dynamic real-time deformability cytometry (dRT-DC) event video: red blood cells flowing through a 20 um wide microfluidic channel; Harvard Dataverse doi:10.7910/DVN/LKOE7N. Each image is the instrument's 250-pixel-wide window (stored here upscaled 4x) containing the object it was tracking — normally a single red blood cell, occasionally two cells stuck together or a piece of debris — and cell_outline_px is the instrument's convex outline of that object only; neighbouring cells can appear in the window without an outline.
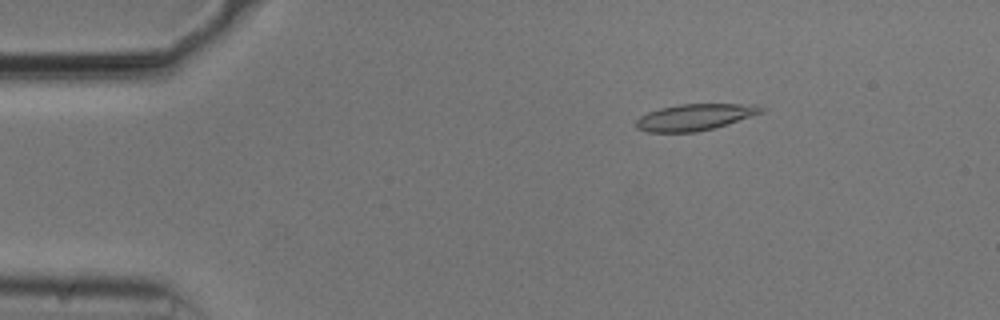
{"species": "common noctule bat (a hibernating species)", "species_latin": "Nyctalus noctula", "temperature_condition": "cold", "stored_images_in_passage": 53, "camera_frame_rate_fps": 3000, "um_per_image_px": 0.085, "animal": {"sex": "male", "body_mass_g": 20.5, "forearm_length_mm": 52.5}, "frame": {"image": 1, "passage_image": 8, "time_ms": 2.333, "image_size_px": [1000, 320], "cell_outline_px": [[768, 108], [764, 112], [716, 128], [696, 132], [648, 132], [636, 128], [636, 120], [640, 116], [648, 112], [660, 108], [680, 104], [756, 104]], "centroid_in_image_um": [59.11, 9.95], "position_along_channel_um": 25.9, "area_um2": 19.48}}
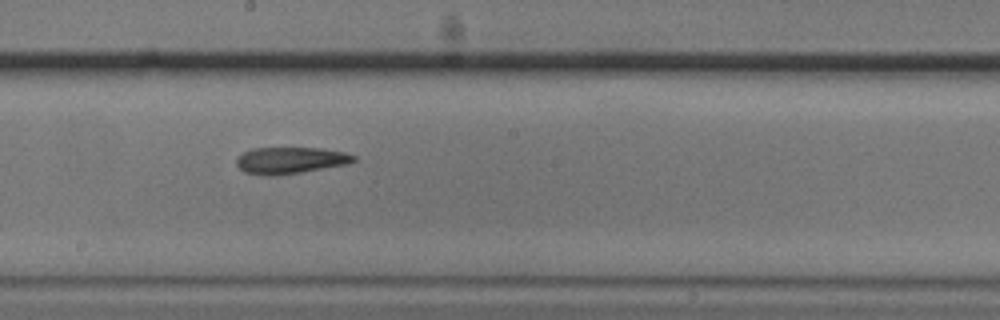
{"frame": {"image": 2, "passage_image": 29, "time_ms": 9.333, "image_size_px": [1000, 320], "cell_outline_px": [[356, 160], [348, 164], [276, 176], [268, 176], [244, 172], [236, 164], [236, 160], [244, 152], [252, 148], [320, 148], [344, 152], [356, 156]], "centroid_in_image_um": [24.68, 13.63], "position_along_channel_um": 223.5, "area_um2": 18.09}}
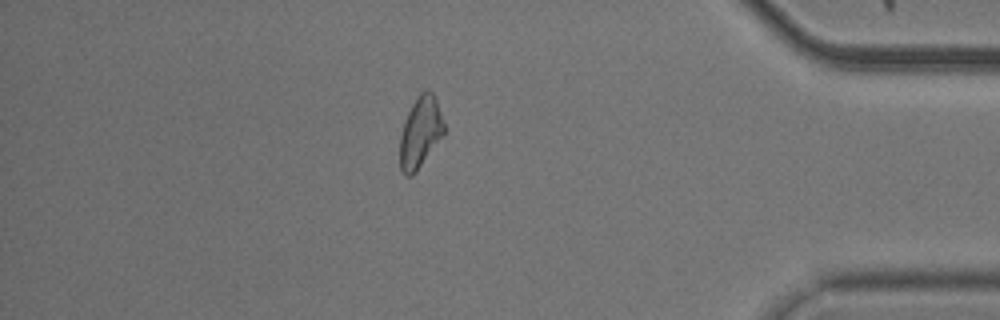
{"frame": {"image": 3, "passage_image": 46, "time_ms": 15.0, "image_size_px": [1000, 320], "cell_outline_px": [[444, 136], [416, 172], [412, 176], [408, 176], [400, 168], [400, 136], [404, 120], [412, 104], [420, 92], [428, 88], [432, 92], [436, 100], [444, 124]], "centroid_in_image_um": [35.73, 11.24], "position_along_channel_um": 399.5, "area_um2": 18.32}, "authors_computed_cell_mechanics": {"area_um2": 18.785, "velocity_mm_per_s": 3.738, "shape_relaxation_time_tau1_ms": null, "shape_relaxation_time_tau2_ms": 11.1975, "deformation_change_tau1": null, "deformation_change_tau2": 0.2097}}